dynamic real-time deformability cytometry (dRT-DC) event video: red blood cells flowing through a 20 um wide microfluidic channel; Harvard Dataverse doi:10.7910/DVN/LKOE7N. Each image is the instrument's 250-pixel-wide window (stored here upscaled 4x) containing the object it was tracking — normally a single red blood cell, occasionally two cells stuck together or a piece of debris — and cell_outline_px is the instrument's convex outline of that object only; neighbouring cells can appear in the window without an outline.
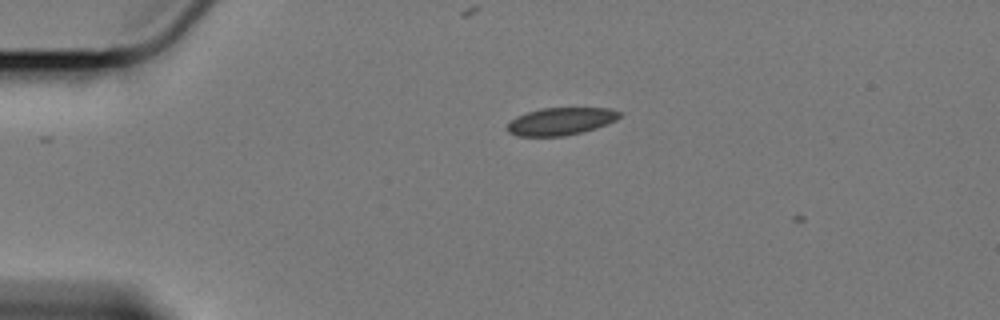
{"species": "Egyptian fruit bat (a non-hibernating species)", "species_latin": "Rousettus aegyptiacus", "temperature_condition": "cold", "stored_images_in_passage": 3, "camera_frame_rate_fps": 3000, "um_per_image_px": 0.085, "animal": {"sex": "female"}, "frame": {"image": 1, "passage_image": 2, "time_ms": 0.333, "image_size_px": [1000, 320], "cell_outline_px": [[624, 112], [616, 120], [608, 124], [596, 128], [564, 136], [516, 136], [508, 132], [504, 128], [516, 116], [540, 108], [612, 108]], "centroid_in_image_um": [47.68, 10.31], "position_along_channel_um": 37.3, "area_um2": 18.15}}